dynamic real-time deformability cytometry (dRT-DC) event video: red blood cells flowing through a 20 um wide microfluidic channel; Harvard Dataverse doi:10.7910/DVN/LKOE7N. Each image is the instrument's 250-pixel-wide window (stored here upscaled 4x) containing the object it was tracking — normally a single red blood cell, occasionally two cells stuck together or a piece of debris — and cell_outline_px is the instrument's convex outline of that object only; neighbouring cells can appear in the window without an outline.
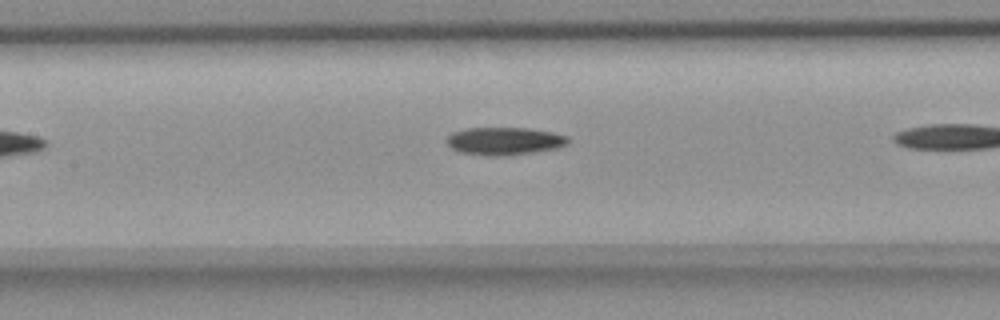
{"species": "common noctule bat (a hibernating species)", "species_latin": "Nyctalus noctula", "temperature_condition": "room temperature", "stored_images_in_passage": 12, "camera_frame_rate_fps": 3000, "um_per_image_px": 0.085, "animal": {"sex": "female", "body_mass_g": 18.4}, "frame": {"image": 1, "passage_image": 8, "time_ms": 2.333, "image_size_px": [1000, 320], "cell_outline_px": [[568, 144], [556, 148], [532, 152], [492, 156], [460, 152], [452, 148], [448, 144], [448, 136], [452, 132], [468, 128], [528, 128], [552, 132], [568, 136]], "centroid_in_image_um": [42.88, 11.97], "position_along_channel_um": 164.5, "area_um2": 19.25}}